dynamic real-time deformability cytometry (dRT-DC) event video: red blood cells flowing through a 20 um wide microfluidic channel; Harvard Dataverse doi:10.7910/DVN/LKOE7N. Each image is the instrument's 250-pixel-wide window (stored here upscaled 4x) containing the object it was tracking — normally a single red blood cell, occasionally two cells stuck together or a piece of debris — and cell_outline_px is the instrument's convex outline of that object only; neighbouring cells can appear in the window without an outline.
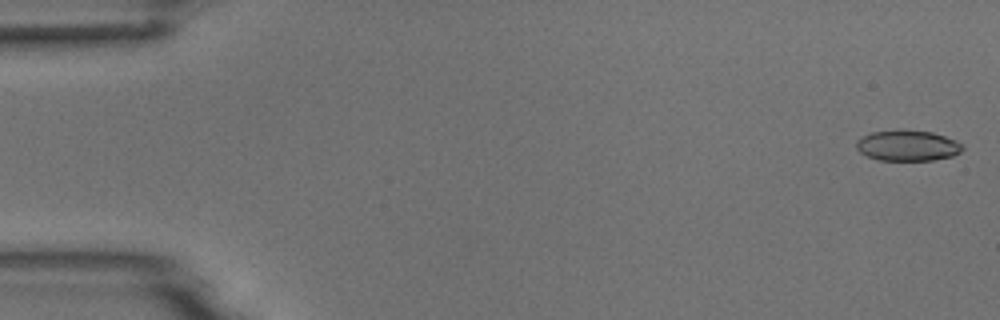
{"species": "common noctule bat (a hibernating species)", "species_latin": "Nyctalus noctula", "temperature_condition": "room temperature", "stored_images_in_passage": 5, "camera_frame_rate_fps": 3000, "um_per_image_px": 0.085, "animal": {"sex": "male", "body_mass_g": 18.8}, "frame": {"image": 1, "passage_image": 1, "time_ms": 0.0, "image_size_px": [1000, 320], "cell_outline_px": [[964, 148], [960, 152], [952, 156], [932, 160], [880, 160], [868, 156], [860, 152], [856, 148], [856, 140], [872, 132], [904, 128], [932, 132], [956, 140], [964, 144]], "centroid_in_image_um": [77.16, 12.35], "position_along_channel_um": 7.8, "area_um2": 19.25}}
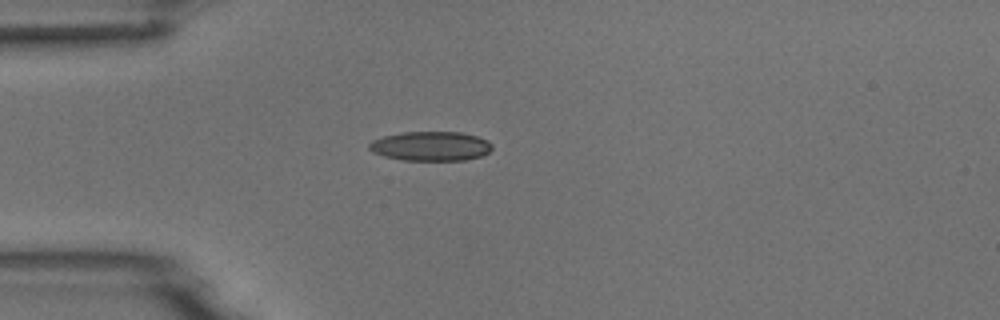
{"frame": {"image": 2, "passage_image": 4, "time_ms": 4.333, "image_size_px": [1000, 320], "cell_outline_px": [[492, 148], [488, 152], [480, 156], [464, 160], [404, 160], [384, 156], [372, 152], [368, 148], [368, 144], [372, 140], [384, 136], [400, 132], [460, 132], [476, 136], [488, 140], [492, 144]], "centroid_in_image_um": [36.59, 12.41], "position_along_channel_um": 48.4, "area_um2": 21.04}}